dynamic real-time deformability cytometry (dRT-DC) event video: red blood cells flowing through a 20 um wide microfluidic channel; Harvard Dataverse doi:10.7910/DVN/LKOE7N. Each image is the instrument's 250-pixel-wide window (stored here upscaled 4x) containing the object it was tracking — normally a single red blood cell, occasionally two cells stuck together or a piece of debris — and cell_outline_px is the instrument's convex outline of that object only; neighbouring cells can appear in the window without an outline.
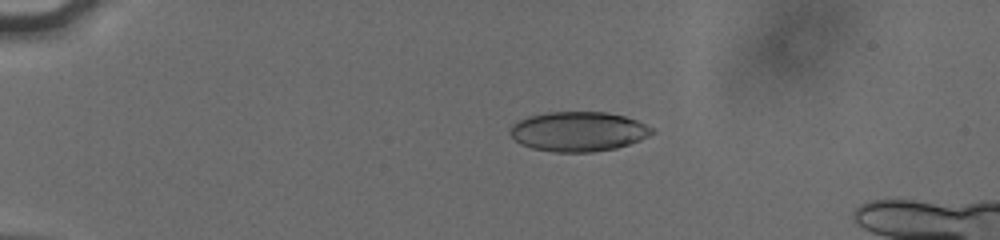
{"species": "human", "species_latin": "Homo sapiens", "temperature_condition": "cold", "stored_images_in_passage": 45, "camera_frame_rate_fps": 3000, "um_per_image_px": 0.085, "donor": {"sex": "male"}, "frame": {"image": 1, "passage_image": 3, "time_ms": 0.667, "image_size_px": [1000, 240], "cell_outline_px": [[656, 132], [640, 140], [616, 148], [592, 152], [556, 152], [532, 148], [520, 144], [508, 132], [512, 124], [528, 116], [548, 112], [608, 112], [624, 116], [636, 120], [652, 128]], "centroid_in_image_um": [49.15, 11.18], "position_along_channel_um": 35.9, "area_um2": 32.77}}
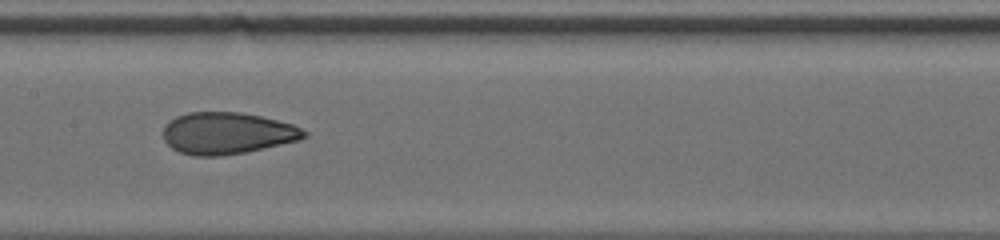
{"frame": {"image": 2, "passage_image": 20, "time_ms": 6.333, "image_size_px": [1000, 240], "cell_outline_px": [[308, 136], [300, 140], [264, 148], [244, 152], [220, 156], [192, 156], [180, 152], [172, 148], [164, 140], [164, 124], [168, 120], [176, 116], [188, 112], [240, 112], [260, 116], [292, 124], [308, 132]], "centroid_in_image_um": [19.29, 11.32], "position_along_channel_um": 188.1, "area_um2": 34.39}}
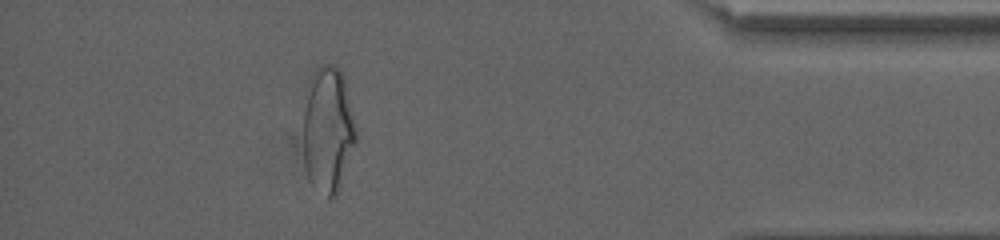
{"frame": {"image": 3, "passage_image": 40, "time_ms": 13.0, "image_size_px": [1000, 240], "cell_outline_px": [[356, 140], [340, 188], [336, 196], [328, 200], [308, 176], [304, 168], [304, 112], [308, 80], [312, 72], [320, 64], [332, 64], [340, 68], [344, 76], [356, 128]], "centroid_in_image_um": [27.88, 10.98], "position_along_channel_um": 407.3, "area_um2": 38.9}, "authors_computed_cell_mechanics": {"area_um2": 34.2754, "velocity_mm_per_s": 3.8427, "shape_relaxation_time_tau1_ms": 6.8684, "shape_relaxation_time_tau2_ms": 1.3113, "deformation_change_tau1": 0.1902, "deformation_change_tau2": 0.0801}}